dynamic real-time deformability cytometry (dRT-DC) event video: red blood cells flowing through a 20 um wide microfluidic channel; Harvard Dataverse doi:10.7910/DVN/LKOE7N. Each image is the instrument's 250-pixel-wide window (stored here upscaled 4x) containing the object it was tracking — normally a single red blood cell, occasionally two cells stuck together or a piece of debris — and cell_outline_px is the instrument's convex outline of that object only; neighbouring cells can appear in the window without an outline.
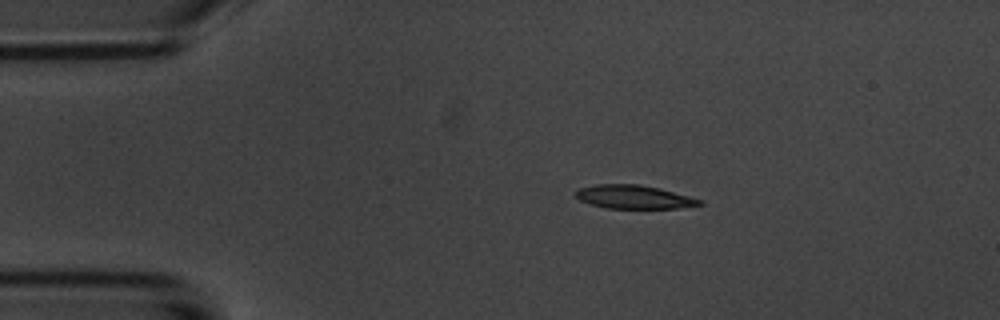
{"species": "common noctule bat (a hibernating species)", "species_latin": "Nyctalus noctula", "temperature_condition": "room temperature", "stored_images_in_passage": 8, "camera_frame_rate_fps": 3000, "um_per_image_px": 0.085, "animal": {"sex": "male", "body_mass_g": 20.1, "forearm_length_mm": 53.5}, "frame": {"image": 1, "passage_image": 1, "time_ms": 0.0, "image_size_px": [1000, 320], "cell_outline_px": [[704, 204], [676, 208], [608, 208], [592, 204], [580, 200], [572, 192], [576, 188], [596, 184], [640, 184], [660, 188], [704, 200]], "centroid_in_image_um": [53.86, 16.72], "position_along_channel_um": 31.1, "area_um2": 17.11}}
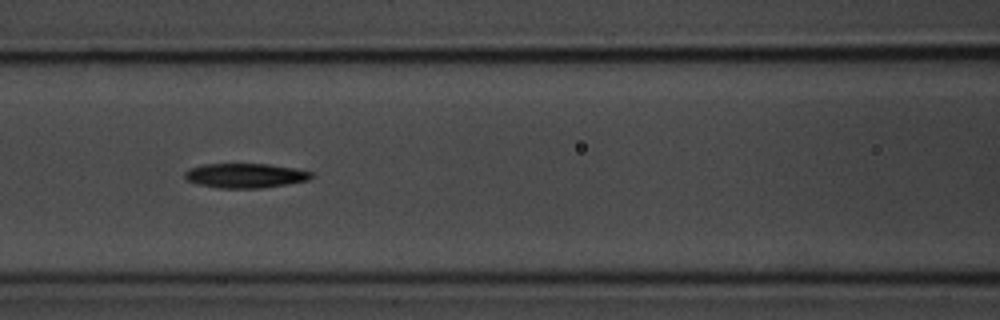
{"frame": {"image": 2, "passage_image": 5, "time_ms": 4.333, "image_size_px": [1000, 320], "cell_outline_px": [[312, 176], [308, 180], [260, 188], [220, 188], [200, 184], [188, 180], [184, 176], [184, 172], [188, 168], [204, 164], [268, 164], [292, 168], [312, 172]], "centroid_in_image_um": [20.81, 14.92], "position_along_channel_um": 145.8, "area_um2": 17.8}}
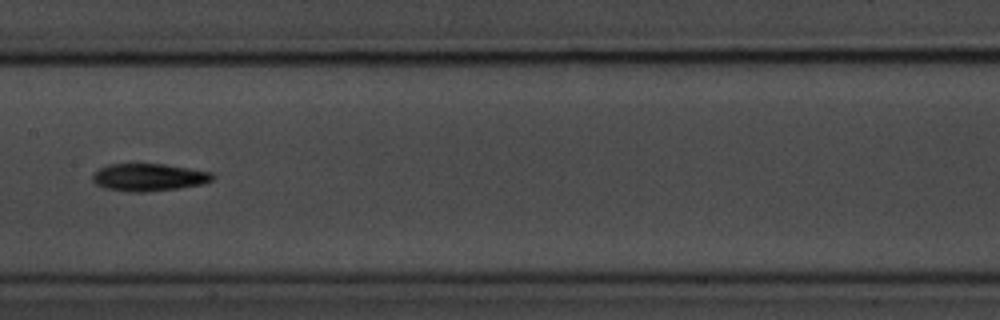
{"frame": {"image": 3, "passage_image": 6, "time_ms": 5.667, "image_size_px": [1000, 320], "cell_outline_px": [[216, 176], [212, 180], [204, 184], [180, 188], [144, 192], [128, 192], [108, 188], [96, 184], [92, 180], [92, 176], [100, 168], [108, 164], [164, 164], [212, 172]], "centroid_in_image_um": [12.69, 15.07], "position_along_channel_um": 194.7, "area_um2": 19.19}}